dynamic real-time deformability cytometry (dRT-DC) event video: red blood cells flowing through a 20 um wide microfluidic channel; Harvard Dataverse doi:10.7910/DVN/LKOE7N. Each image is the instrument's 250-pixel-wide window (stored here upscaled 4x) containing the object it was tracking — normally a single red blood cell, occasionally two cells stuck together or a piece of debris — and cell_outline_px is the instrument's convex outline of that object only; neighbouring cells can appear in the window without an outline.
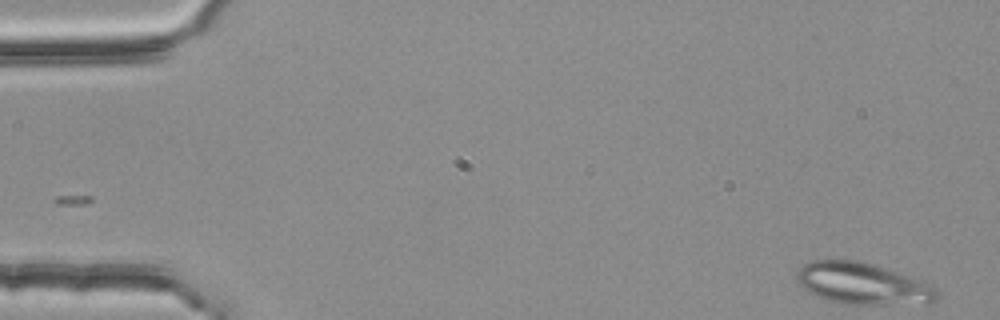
{"species": "common noctule bat (a hibernating species)", "species_latin": "Nyctalus noctula", "temperature_condition": "room temperature", "stored_images_in_passage": 50, "camera_frame_rate_fps": 3000, "um_per_image_px": 0.085, "animal": {"sex": "female", "body_mass_g": 25.1}, "frame": {"image": 1, "passage_image": 1, "time_ms": 0.0, "image_size_px": [1000, 320], "cell_outline_px": [[940, 296], [936, 300], [928, 304], [844, 304], [824, 300], [808, 292], [800, 284], [796, 276], [796, 272], [804, 264], [812, 260], [860, 260], [920, 280], [936, 288], [940, 292]], "centroid_in_image_um": [73.33, 24.13], "position_along_channel_um": 11.7, "area_um2": 34.1}}
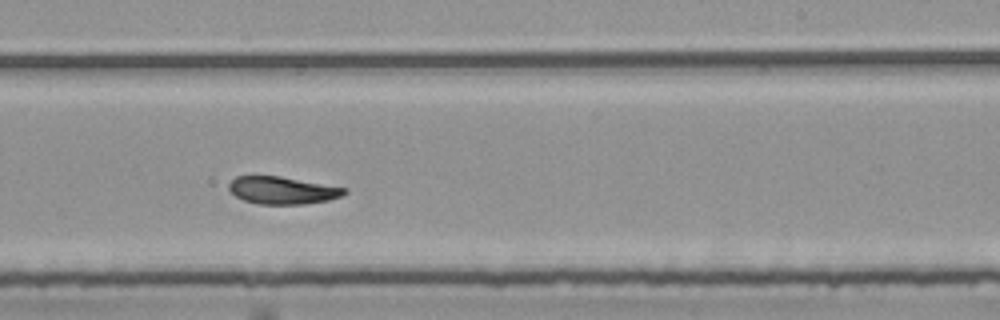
{"frame": {"image": 2, "passage_image": 32, "time_ms": 10.333, "image_size_px": [1000, 320], "cell_outline_px": [[348, 192], [340, 196], [328, 200], [304, 204], [260, 204], [244, 200], [236, 196], [228, 188], [228, 184], [236, 176], [280, 176], [348, 188]], "centroid_in_image_um": [24.02, 16.17], "position_along_channel_um": 265.0, "area_um2": 18.38}}
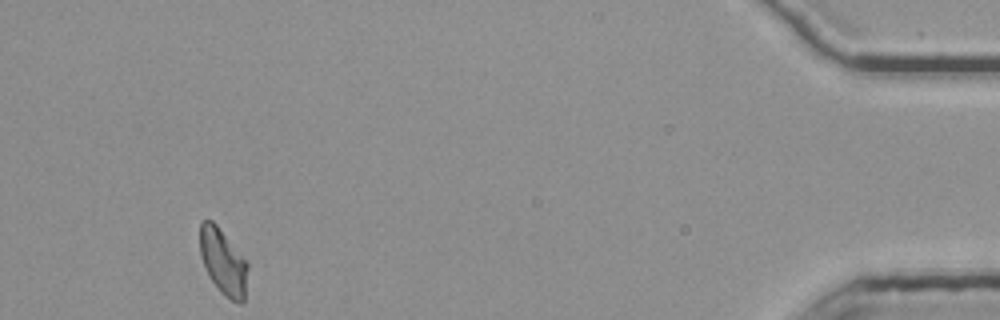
{"frame": {"image": 3, "passage_image": 50, "time_ms": 16.333, "image_size_px": [1000, 320], "cell_outline_px": [[248, 268], [244, 304], [240, 304], [224, 296], [220, 292], [212, 280], [200, 256], [200, 224], [204, 220], [212, 220], [216, 224], [248, 264]], "centroid_in_image_um": [18.97, 22.29], "position_along_channel_um": 416.2, "area_um2": 18.03}, "authors_computed_cell_mechanics": {"area_um2": 19.5942, "velocity_mm_per_s": 3.746, "shape_relaxation_time_tau1_ms": 5.2588, "shape_relaxation_time_tau2_ms": 4.4123, "deformation_change_tau1": 0.1635, "deformation_change_tau2": 0.0933}}